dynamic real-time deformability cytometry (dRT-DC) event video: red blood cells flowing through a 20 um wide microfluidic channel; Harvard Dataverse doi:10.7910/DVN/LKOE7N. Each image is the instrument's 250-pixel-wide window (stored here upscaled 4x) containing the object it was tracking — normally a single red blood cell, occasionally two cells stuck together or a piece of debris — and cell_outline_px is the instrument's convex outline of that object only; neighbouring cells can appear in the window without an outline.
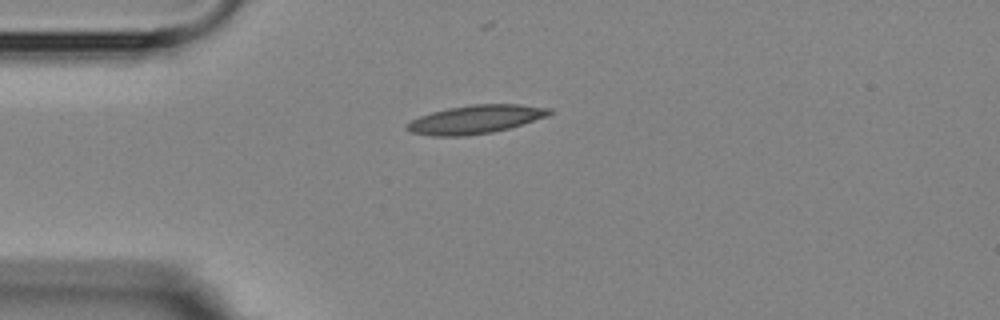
{"species": "Egyptian fruit bat (a non-hibernating species)", "species_latin": "Rousettus aegyptiacus", "temperature_condition": "room temperature", "stored_images_in_passage": 3, "camera_frame_rate_fps": 3000, "um_per_image_px": 0.085, "animal": {"sex": "female"}, "frame": {"image": 1, "passage_image": 1, "time_ms": 0.0, "image_size_px": [1000, 320], "cell_outline_px": [[552, 112], [548, 116], [508, 128], [492, 132], [464, 136], [432, 136], [412, 132], [404, 128], [404, 124], [420, 116], [432, 112], [448, 108], [472, 104], [520, 104], [552, 108]], "centroid_in_image_um": [40.41, 10.14], "position_along_channel_um": 44.6, "area_um2": 23.58}}
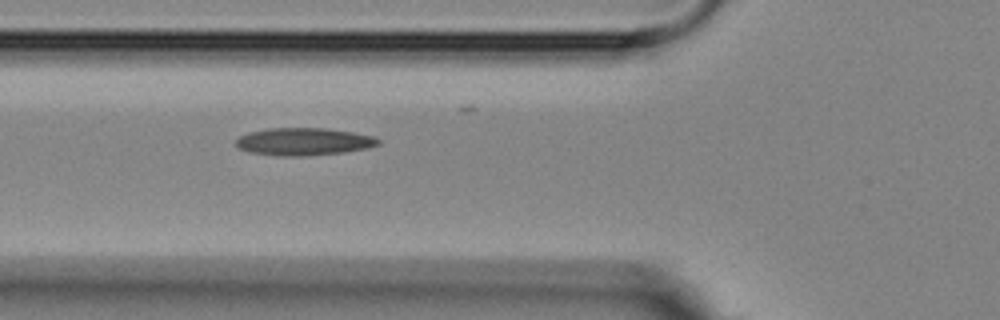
{"frame": {"image": 2, "passage_image": 3, "time_ms": 2.0, "image_size_px": [1000, 320], "cell_outline_px": [[380, 144], [368, 148], [340, 152], [308, 156], [280, 156], [248, 152], [236, 148], [236, 140], [240, 136], [248, 132], [268, 128], [324, 128], [352, 132], [372, 136], [380, 140]], "centroid_in_image_um": [25.77, 12.04], "position_along_channel_um": 100.0, "area_um2": 22.83}}